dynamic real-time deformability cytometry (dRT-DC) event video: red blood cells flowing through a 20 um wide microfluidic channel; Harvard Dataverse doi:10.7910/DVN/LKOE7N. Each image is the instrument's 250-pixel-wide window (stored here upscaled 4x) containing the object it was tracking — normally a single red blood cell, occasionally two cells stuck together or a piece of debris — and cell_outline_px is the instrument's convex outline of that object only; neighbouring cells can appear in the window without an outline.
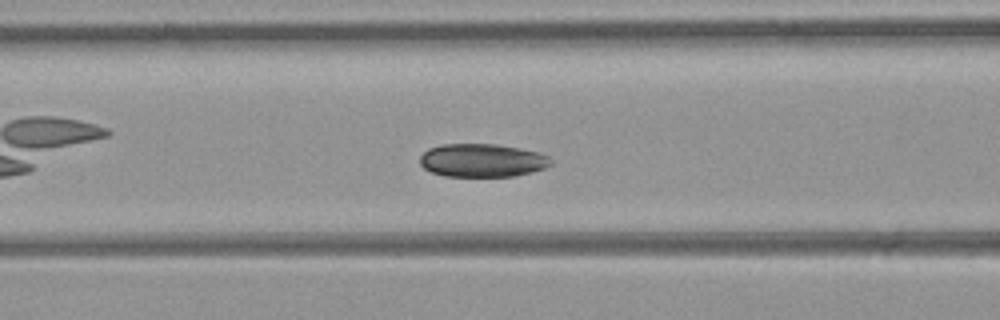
{"species": "common noctule bat (a hibernating species)", "species_latin": "Nyctalus noctula", "temperature_condition": "room temperature", "stored_images_in_passage": 33, "camera_frame_rate_fps": 3000, "um_per_image_px": 0.085, "animal": {"sex": "female", "body_mass_g": 21.9}, "frame": {"image": 1, "passage_image": 10, "time_ms": 3.0, "image_size_px": [1000, 320], "cell_outline_px": [[552, 164], [544, 168], [512, 176], [444, 176], [432, 172], [424, 168], [420, 164], [420, 156], [428, 148], [444, 144], [496, 144], [520, 148], [540, 152], [548, 156], [552, 160]], "centroid_in_image_um": [40.98, 13.62], "position_along_channel_um": 125.6, "area_um2": 25.32}}
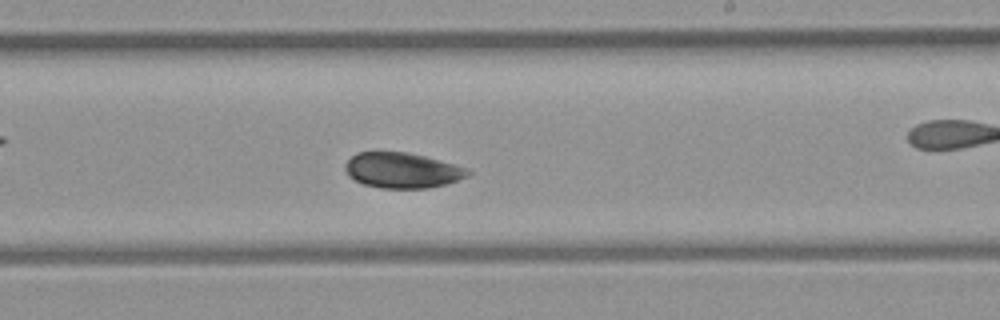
{"frame": {"image": 2, "passage_image": 19, "time_ms": 6.0, "image_size_px": [1000, 320], "cell_outline_px": [[472, 172], [468, 176], [448, 184], [428, 188], [380, 188], [364, 184], [348, 176], [344, 168], [344, 164], [356, 152], [408, 152], [424, 156], [468, 168]], "centroid_in_image_um": [34.19, 14.48], "position_along_channel_um": 254.8, "area_um2": 25.37}, "authors_computed_cell_mechanics": {"area_um2": 25.721, "velocity_mm_per_s": 4.3084, "shape_relaxation_time_tau1_ms": 3.5188, "shape_relaxation_time_tau2_ms": 3.5189, "deformation_change_tau1": 0.0836, "deformation_change_tau2": 0.0518}}